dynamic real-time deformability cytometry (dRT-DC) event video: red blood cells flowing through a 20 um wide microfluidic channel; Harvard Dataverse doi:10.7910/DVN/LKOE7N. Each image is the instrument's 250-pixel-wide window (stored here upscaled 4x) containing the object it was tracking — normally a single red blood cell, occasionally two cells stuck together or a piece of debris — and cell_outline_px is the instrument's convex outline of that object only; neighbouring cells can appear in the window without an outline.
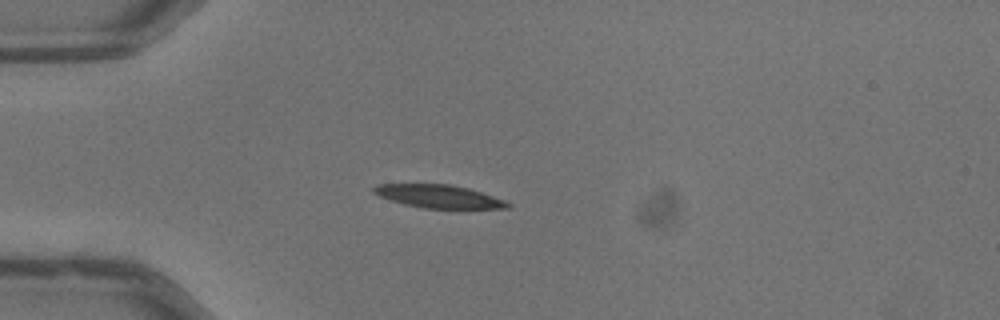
{"species": "common noctule bat (a hibernating species)", "species_latin": "Nyctalus noctula", "temperature_condition": "warm", "stored_images_in_passage": 9, "camera_frame_rate_fps": 3000, "um_per_image_px": 0.085, "animal": {"sex": "male", "body_mass_g": 13.3}, "frame": {"image": 1, "passage_image": 1, "time_ms": 0.0, "image_size_px": [1000, 320], "cell_outline_px": [[512, 208], [424, 208], [404, 204], [388, 200], [372, 192], [372, 188], [376, 184], [448, 184], [468, 188], [504, 200], [512, 204]], "centroid_in_image_um": [37.26, 16.69], "position_along_channel_um": 47.7, "area_um2": 17.92}}
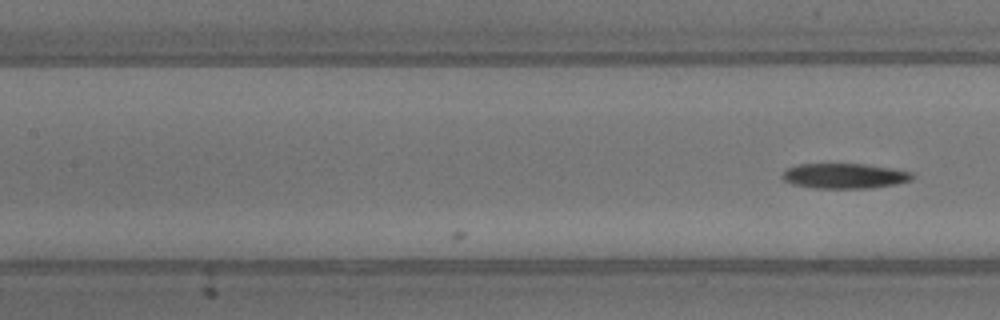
{"frame": {"image": 2, "passage_image": 9, "time_ms": 2.667, "image_size_px": [1000, 320], "cell_outline_px": [[912, 180], [896, 184], [868, 188], [812, 188], [792, 184], [784, 180], [780, 176], [788, 168], [796, 164], [864, 164], [892, 168], [912, 172]], "centroid_in_image_um": [71.76, 14.95], "position_along_channel_um": 135.6, "area_um2": 19.02}}